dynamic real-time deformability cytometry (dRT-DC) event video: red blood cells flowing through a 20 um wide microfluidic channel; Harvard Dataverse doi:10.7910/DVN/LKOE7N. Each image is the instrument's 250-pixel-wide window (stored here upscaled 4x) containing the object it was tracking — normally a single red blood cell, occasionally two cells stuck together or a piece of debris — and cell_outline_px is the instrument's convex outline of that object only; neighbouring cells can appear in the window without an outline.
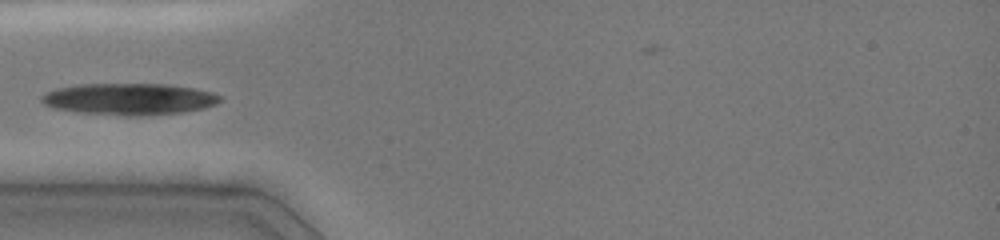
{"species": "common noctule bat (a hibernating species)", "species_latin": "Nyctalus noctula", "temperature_condition": "cold", "stored_images_in_passage": 2, "camera_frame_rate_fps": 3000, "um_per_image_px": 0.085, "animal": {"sex": "female", "body_mass_g": 19.0, "forearm_length_mm": 51.5}, "frame": {"image": 1, "passage_image": 1, "time_ms": 0.0, "image_size_px": [1000, 240], "cell_outline_px": [[220, 100], [216, 104], [204, 108], [180, 112], [136, 116], [124, 116], [80, 112], [52, 108], [44, 104], [40, 100], [40, 96], [44, 92], [56, 88], [76, 84], [168, 84], [192, 88], [212, 92], [220, 96]], "centroid_in_image_um": [10.91, 8.41], "position_along_channel_um": 74.1, "area_um2": 32.95}}